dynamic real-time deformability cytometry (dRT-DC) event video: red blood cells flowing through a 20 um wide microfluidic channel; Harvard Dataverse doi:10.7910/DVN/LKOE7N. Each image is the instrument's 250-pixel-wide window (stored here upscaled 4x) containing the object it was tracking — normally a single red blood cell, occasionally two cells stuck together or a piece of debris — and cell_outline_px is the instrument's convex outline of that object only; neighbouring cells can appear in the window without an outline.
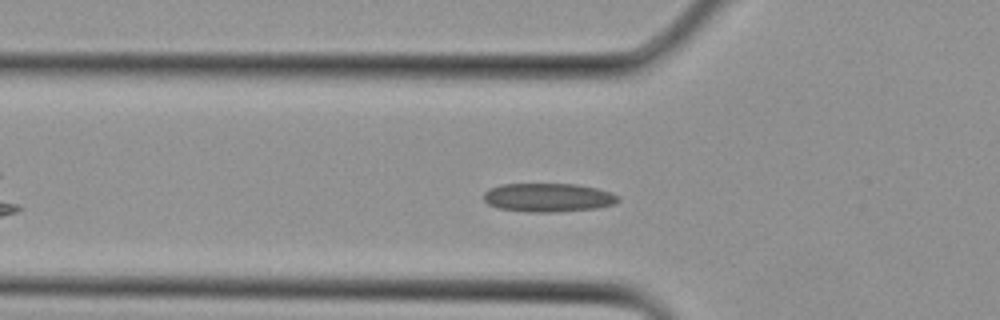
{"species": "Egyptian fruit bat (a non-hibernating species)", "species_latin": "Rousettus aegyptiacus", "temperature_condition": "cold", "stored_images_in_passage": 26, "segment_of_instrument_passage": [1, 2], "camera_frame_rate_fps": 3000, "um_per_image_px": 0.085, "animal": {"sex": "female"}, "frame": {"image": 1, "passage_image": 4, "time_ms": 1.0, "image_size_px": [1000, 320], "cell_outline_px": [[620, 200], [616, 204], [596, 208], [556, 212], [532, 212], [500, 208], [488, 204], [484, 200], [484, 192], [488, 188], [500, 184], [576, 184], [596, 188], [612, 192], [620, 196]], "centroid_in_image_um": [46.62, 16.78], "position_along_channel_um": 79.2, "area_um2": 22.6}}
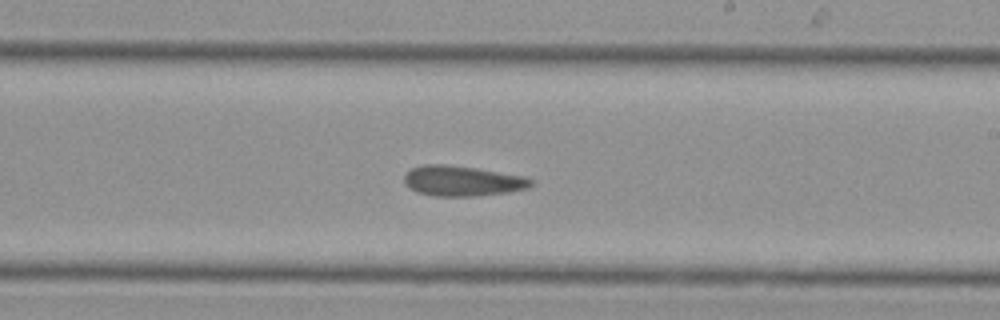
{"frame": {"image": 2, "passage_image": 12, "time_ms": 3.667, "image_size_px": [1000, 320], "cell_outline_px": [[532, 184], [528, 188], [508, 192], [476, 196], [436, 196], [416, 192], [408, 188], [404, 184], [404, 172], [412, 168], [424, 164], [444, 164], [476, 168], [524, 176], [532, 180]], "centroid_in_image_um": [39.24, 15.38], "position_along_channel_um": 249.8, "area_um2": 22.48}}
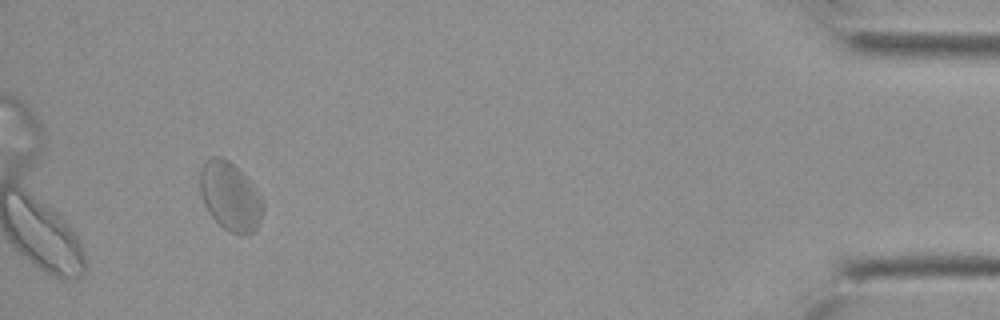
{"frame": {"image": 3, "passage_image": 23, "time_ms": 7.333, "image_size_px": [1000, 320], "cell_outline_px": [[264, 208], [260, 224], [252, 232], [244, 236], [240, 236], [228, 232], [208, 212], [204, 204], [200, 192], [200, 168], [212, 156], [220, 156], [228, 160], [248, 180], [264, 200]], "centroid_in_image_um": [19.58, 16.74], "position_along_channel_um": 415.6, "area_um2": 25.14}}